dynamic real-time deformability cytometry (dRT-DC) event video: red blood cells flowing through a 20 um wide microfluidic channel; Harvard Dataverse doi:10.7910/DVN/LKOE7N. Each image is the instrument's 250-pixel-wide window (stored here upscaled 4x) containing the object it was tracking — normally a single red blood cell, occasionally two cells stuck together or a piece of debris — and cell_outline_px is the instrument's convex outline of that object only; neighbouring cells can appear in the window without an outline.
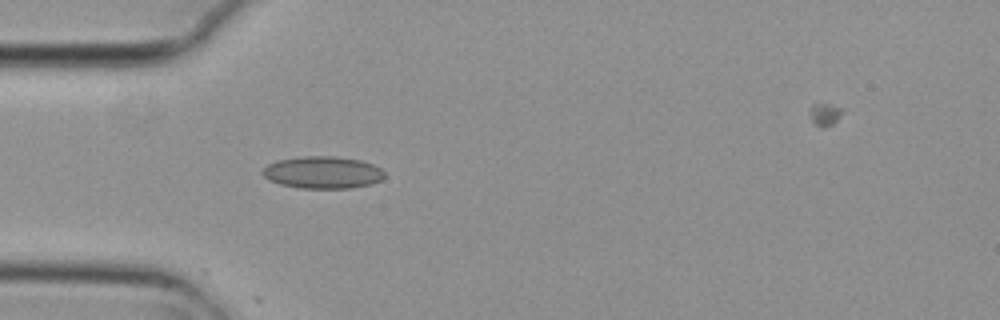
{"species": "common noctule bat (a hibernating species)", "species_latin": "Nyctalus noctula", "temperature_condition": "cold", "stored_images_in_passage": 4, "camera_frame_rate_fps": 3000, "um_per_image_px": 0.085, "animal": {"sex": "female", "body_mass_g": 29.2, "forearm_length_mm": 56.3}, "frame": {"image": 1, "passage_image": 3, "time_ms": 0.667, "image_size_px": [1000, 320], "cell_outline_px": [[384, 176], [380, 180], [372, 184], [352, 188], [300, 188], [280, 184], [268, 180], [260, 172], [268, 164], [276, 160], [304, 156], [332, 156], [360, 160], [372, 164], [380, 168], [384, 172]], "centroid_in_image_um": [27.41, 14.66], "position_along_channel_um": 57.6, "area_um2": 22.89}}